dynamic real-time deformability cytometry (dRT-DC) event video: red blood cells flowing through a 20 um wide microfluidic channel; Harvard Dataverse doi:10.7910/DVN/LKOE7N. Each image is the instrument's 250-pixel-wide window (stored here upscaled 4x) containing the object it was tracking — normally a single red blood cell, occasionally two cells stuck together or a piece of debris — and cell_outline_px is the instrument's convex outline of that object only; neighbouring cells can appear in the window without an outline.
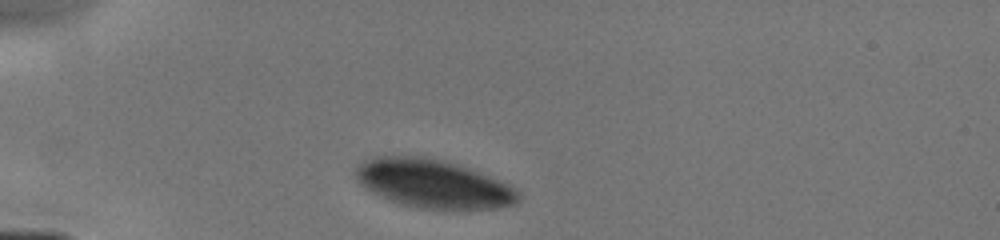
{"species": "human", "species_latin": "Homo sapiens", "temperature_condition": "cold", "stored_images_in_passage": 6, "camera_frame_rate_fps": 3000, "um_per_image_px": 0.085, "donor": {"sex": "male"}, "frame": {"image": 1, "passage_image": 1, "time_ms": 0.0, "image_size_px": [1000, 240], "cell_outline_px": [[520, 200], [516, 204], [500, 208], [420, 208], [400, 204], [388, 200], [372, 192], [360, 184], [356, 180], [356, 164], [372, 156], [424, 156], [440, 160], [468, 168], [508, 184], [516, 188], [520, 192]], "centroid_in_image_um": [36.79, 15.61], "position_along_channel_um": 48.2, "area_um2": 45.72}}
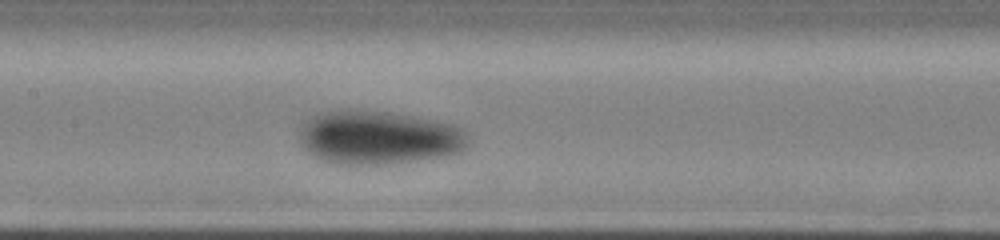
{"frame": {"image": 2, "passage_image": 6, "time_ms": 3.667, "image_size_px": [1000, 240], "cell_outline_px": [[468, 140], [464, 148], [460, 152], [444, 156], [392, 164], [336, 164], [320, 160], [308, 152], [300, 144], [300, 124], [304, 120], [320, 112], [340, 108], [352, 108], [388, 112], [436, 120], [452, 124], [460, 128], [468, 136]], "centroid_in_image_um": [32.11, 11.67], "position_along_channel_um": 175.3, "area_um2": 53.52}}